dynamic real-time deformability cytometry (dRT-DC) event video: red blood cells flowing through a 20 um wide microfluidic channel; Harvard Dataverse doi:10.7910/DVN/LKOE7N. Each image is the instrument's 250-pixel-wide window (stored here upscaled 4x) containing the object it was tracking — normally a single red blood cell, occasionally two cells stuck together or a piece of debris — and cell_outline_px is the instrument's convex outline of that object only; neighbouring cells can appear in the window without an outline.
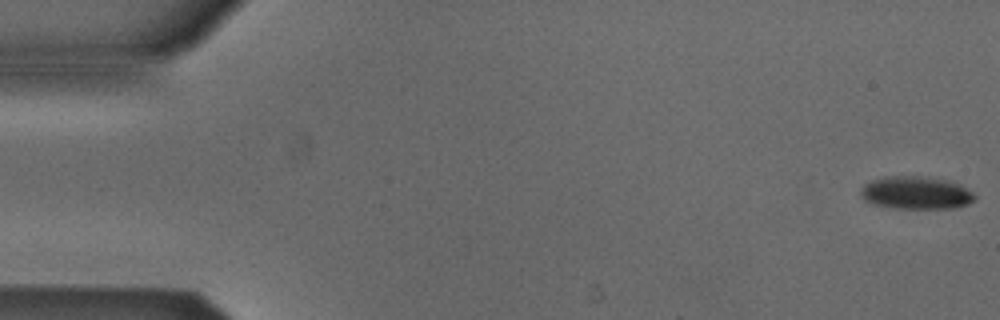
{"species": "Egyptian fruit bat (a non-hibernating species)", "species_latin": "Rousettus aegyptiacus", "temperature_condition": "cold", "stored_images_in_passage": 53, "camera_frame_rate_fps": 3000, "um_per_image_px": 0.085, "animal": {"sex": "male"}, "frame": {"image": 1, "passage_image": 1, "time_ms": 0.0, "image_size_px": [1000, 320], "cell_outline_px": [[976, 200], [968, 204], [956, 208], [896, 208], [872, 204], [864, 200], [860, 192], [860, 188], [864, 184], [872, 180], [884, 176], [920, 176], [948, 180], [960, 184], [972, 192], [976, 196]], "centroid_in_image_um": [77.86, 16.38], "position_along_channel_um": 7.1, "area_um2": 21.96}}
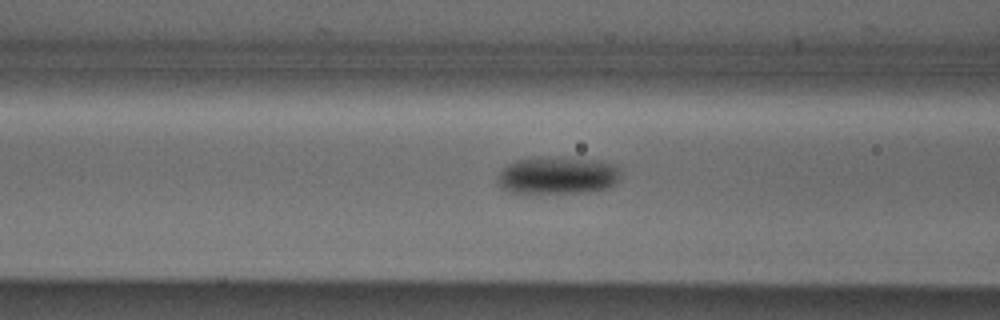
{"frame": {"image": 2, "passage_image": 21, "time_ms": 6.667, "image_size_px": [1000, 320], "cell_outline_px": [[620, 172], [616, 184], [608, 188], [588, 192], [508, 192], [500, 188], [496, 180], [496, 176], [508, 164], [516, 160], [532, 156], [556, 156], [596, 160], [616, 164], [620, 168]], "centroid_in_image_um": [47.38, 14.88], "position_along_channel_um": 119.2, "area_um2": 27.34}}
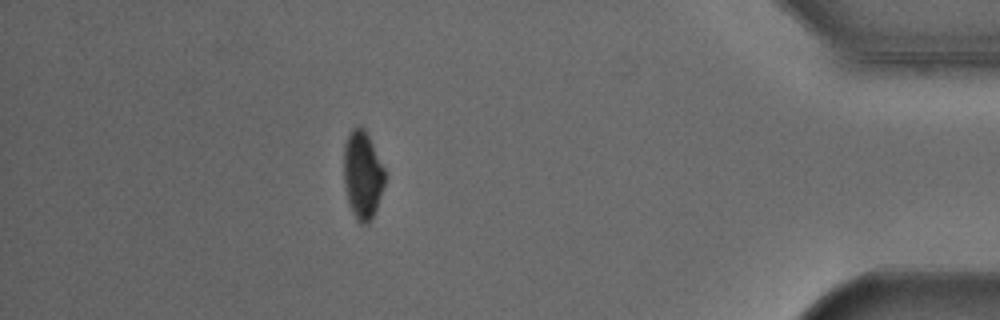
{"frame": {"image": 3, "passage_image": 47, "time_ms": 15.333, "image_size_px": [1000, 320], "cell_outline_px": [[384, 184], [376, 208], [368, 224], [360, 224], [356, 220], [348, 204], [344, 180], [344, 144], [348, 132], [352, 128], [360, 124], [364, 128], [384, 168]], "centroid_in_image_um": [30.78, 14.85], "position_along_channel_um": 404.4, "area_um2": 20.92}}